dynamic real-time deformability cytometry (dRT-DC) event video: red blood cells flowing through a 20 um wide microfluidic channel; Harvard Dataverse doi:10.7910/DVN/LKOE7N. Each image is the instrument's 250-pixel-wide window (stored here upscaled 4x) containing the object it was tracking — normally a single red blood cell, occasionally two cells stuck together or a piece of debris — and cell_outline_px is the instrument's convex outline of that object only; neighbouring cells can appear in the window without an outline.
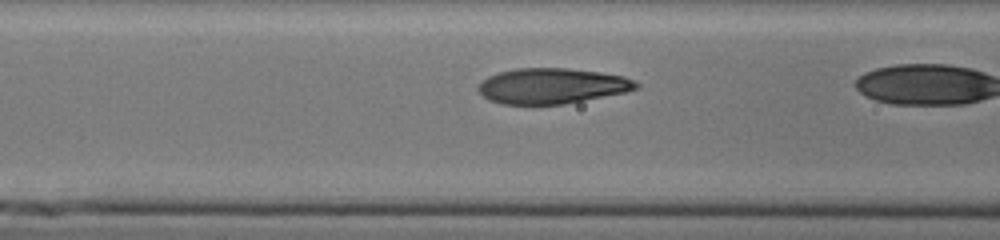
{"species": "human", "species_latin": "Homo sapiens", "temperature_condition": "cold", "stored_images_in_passage": 29, "camera_frame_rate_fps": 3000, "um_per_image_px": 0.085, "donor": {"sex": "male"}, "frame": {"image": 1, "passage_image": 9, "time_ms": 2.667, "image_size_px": [1000, 240], "cell_outline_px": [[640, 88], [624, 92], [564, 104], [504, 104], [488, 100], [476, 88], [488, 76], [500, 72], [516, 68], [568, 68], [600, 72], [624, 76], [640, 84]], "centroid_in_image_um": [46.92, 7.3], "position_along_channel_um": 119.7, "area_um2": 32.48}}